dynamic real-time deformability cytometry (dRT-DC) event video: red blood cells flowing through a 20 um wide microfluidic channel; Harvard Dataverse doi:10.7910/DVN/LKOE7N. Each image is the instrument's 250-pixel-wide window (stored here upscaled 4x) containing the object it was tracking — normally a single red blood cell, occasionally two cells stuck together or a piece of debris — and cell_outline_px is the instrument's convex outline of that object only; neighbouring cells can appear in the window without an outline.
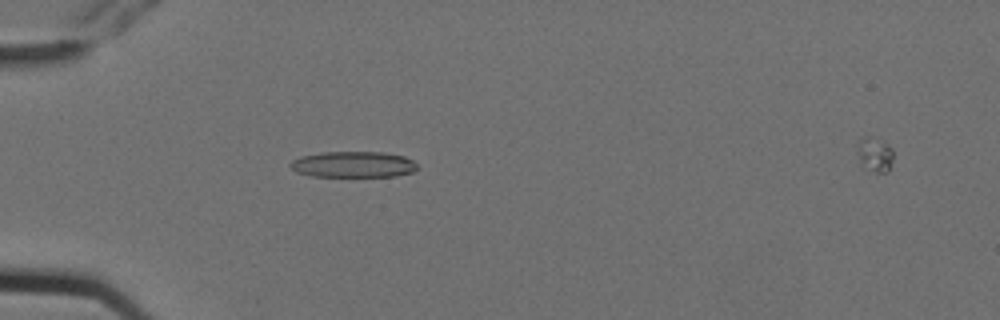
{"species": "Egyptian fruit bat (a non-hibernating species)", "species_latin": "Rousettus aegyptiacus", "temperature_condition": "cold", "stored_images_in_passage": 6, "camera_frame_rate_fps": 3000, "um_per_image_px": 0.085, "animal": {"sex": "female"}, "frame": {"image": 1, "passage_image": 5, "time_ms": 1.333, "image_size_px": [1000, 320], "cell_outline_px": [[416, 168], [412, 172], [396, 176], [312, 176], [296, 172], [288, 164], [292, 160], [300, 156], [324, 152], [384, 152], [404, 156], [412, 160], [416, 164]], "centroid_in_image_um": [30.0, 13.97], "position_along_channel_um": 55.0, "area_um2": 19.19}}